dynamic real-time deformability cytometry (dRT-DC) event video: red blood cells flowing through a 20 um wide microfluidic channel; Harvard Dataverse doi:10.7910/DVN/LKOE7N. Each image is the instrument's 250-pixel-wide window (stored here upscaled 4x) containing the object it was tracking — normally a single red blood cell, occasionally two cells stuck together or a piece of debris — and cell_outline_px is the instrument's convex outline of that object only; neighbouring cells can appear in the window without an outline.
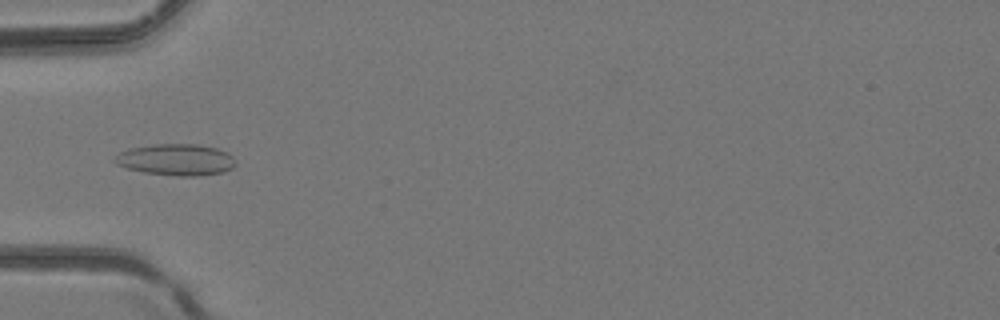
{"species": "common noctule bat (a hibernating species)", "species_latin": "Nyctalus noctula", "temperature_condition": "room temperature", "stored_images_in_passage": 7, "camera_frame_rate_fps": 3000, "um_per_image_px": 0.085, "animal": {"sex": "female", "body_mass_g": 24.6, "forearm_length_mm": 56.2}, "frame": {"image": 1, "passage_image": 6, "time_ms": 1.667, "image_size_px": [1000, 320], "cell_outline_px": [[236, 164], [232, 168], [224, 172], [196, 176], [176, 176], [144, 172], [128, 168], [116, 164], [112, 160], [120, 152], [128, 148], [152, 144], [200, 144], [216, 148], [228, 152], [232, 156]], "centroid_in_image_um": [14.97, 13.57], "position_along_channel_um": 70.0, "area_um2": 22.31}}
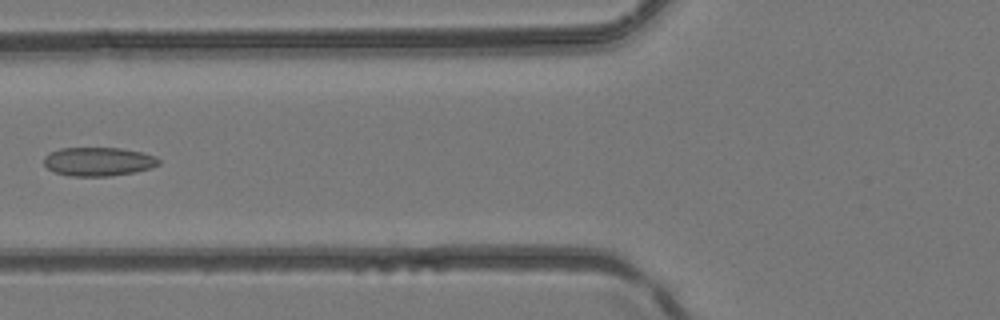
{"frame": {"image": 2, "passage_image": 7, "time_ms": 2.0, "image_size_px": [1000, 320], "cell_outline_px": [[160, 164], [136, 172], [108, 176], [72, 176], [56, 172], [48, 168], [44, 164], [44, 156], [60, 148], [120, 148], [140, 152], [156, 156], [160, 160]], "centroid_in_image_um": [8.37, 13.73], "position_along_channel_um": 117.4, "area_um2": 19.07}}